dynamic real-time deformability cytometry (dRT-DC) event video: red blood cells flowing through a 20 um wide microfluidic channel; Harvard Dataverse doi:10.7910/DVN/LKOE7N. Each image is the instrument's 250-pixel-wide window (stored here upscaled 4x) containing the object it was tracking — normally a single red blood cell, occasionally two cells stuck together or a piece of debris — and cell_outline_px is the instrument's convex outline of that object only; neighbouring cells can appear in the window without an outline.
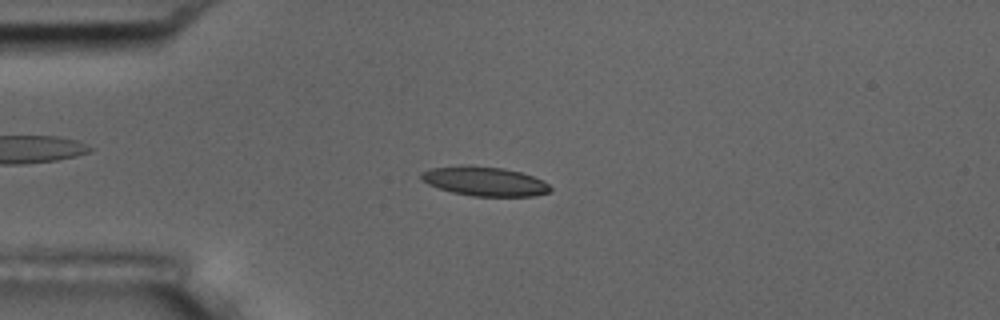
{"species": "common noctule bat (a hibernating species)", "species_latin": "Nyctalus noctula", "temperature_condition": "room temperature", "stored_images_in_passage": 55, "camera_frame_rate_fps": 3000, "um_per_image_px": 0.085, "animal": {"sex": "male", "body_mass_g": 17.5, "forearm_length_mm": 52.3}, "frame": {"image": 1, "passage_image": 14, "time_ms": 4.333, "image_size_px": [1000, 320], "cell_outline_px": [[552, 192], [532, 196], [472, 196], [452, 192], [428, 184], [420, 176], [420, 172], [432, 168], [460, 164], [472, 164], [504, 168], [520, 172], [544, 180], [552, 188]], "centroid_in_image_um": [41.2, 15.39], "position_along_channel_um": 43.8, "area_um2": 22.31}}
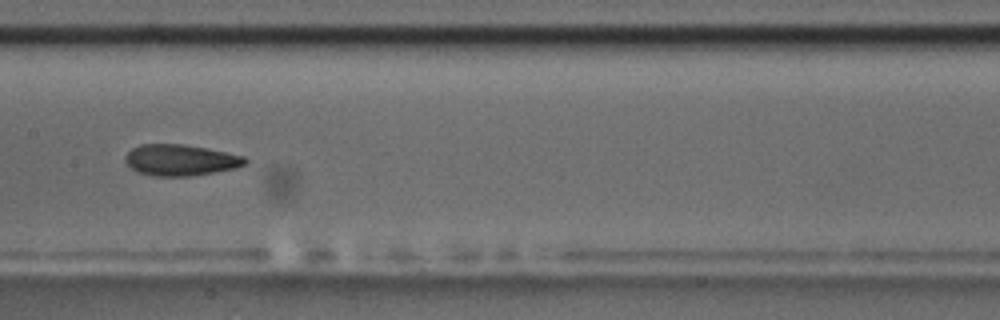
{"frame": {"image": 2, "passage_image": 28, "time_ms": 9.0, "image_size_px": [1000, 320], "cell_outline_px": [[248, 160], [244, 164], [236, 168], [192, 176], [152, 176], [136, 172], [124, 160], [124, 156], [132, 148], [140, 144], [184, 144], [208, 148], [244, 156]], "centroid_in_image_um": [15.32, 13.6], "position_along_channel_um": 192.1, "area_um2": 21.91}}
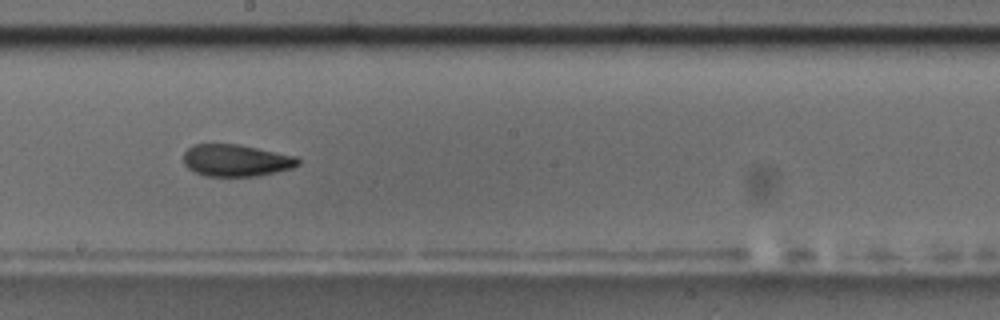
{"frame": {"image": 3, "passage_image": 31, "time_ms": 10.0, "image_size_px": [1000, 320], "cell_outline_px": [[300, 164], [292, 168], [276, 172], [256, 176], [204, 176], [188, 168], [184, 164], [184, 152], [192, 144], [240, 144], [296, 156], [300, 160]], "centroid_in_image_um": [20.07, 13.63], "position_along_channel_um": 228.1, "area_um2": 21.44}, "authors_computed_cell_mechanics": {"area_um2": 21.8484, "velocity_mm_per_s": 3.6391, "shape_relaxation_time_tau1_ms": 8.7219, "shape_relaxation_time_tau2_ms": 2.0041, "deformation_change_tau1": 0.1949, "deformation_change_tau2": 0.0827}}